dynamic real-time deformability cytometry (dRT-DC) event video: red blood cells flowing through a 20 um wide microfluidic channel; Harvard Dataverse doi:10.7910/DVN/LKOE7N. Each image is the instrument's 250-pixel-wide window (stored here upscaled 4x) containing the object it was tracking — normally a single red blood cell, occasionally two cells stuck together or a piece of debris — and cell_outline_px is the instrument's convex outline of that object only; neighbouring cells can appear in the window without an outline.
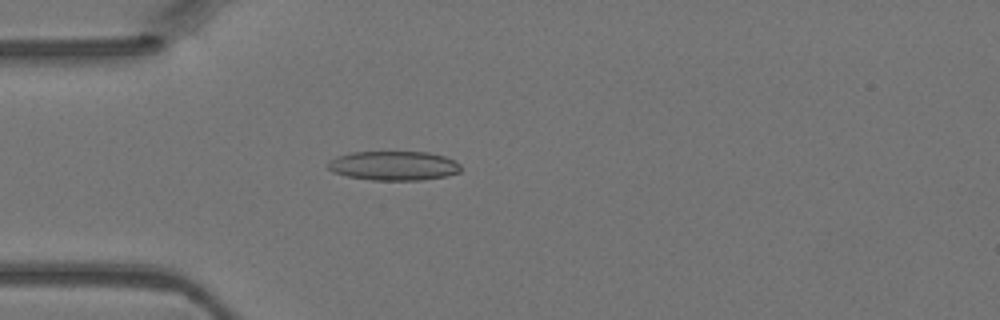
{"species": "Egyptian fruit bat (a non-hibernating species)", "species_latin": "Rousettus aegyptiacus", "temperature_condition": "warm", "stored_images_in_passage": 2, "camera_frame_rate_fps": 3000, "um_per_image_px": 0.085, "animal": {"sex": "female"}, "frame": {"image": 1, "passage_image": 2, "time_ms": 0.333, "image_size_px": [1000, 320], "cell_outline_px": [[460, 172], [448, 176], [420, 180], [372, 180], [348, 176], [332, 172], [328, 168], [328, 164], [336, 156], [352, 152], [428, 152], [444, 156], [456, 160], [460, 164]], "centroid_in_image_um": [33.5, 14.08], "position_along_channel_um": 51.5, "area_um2": 22.72}}